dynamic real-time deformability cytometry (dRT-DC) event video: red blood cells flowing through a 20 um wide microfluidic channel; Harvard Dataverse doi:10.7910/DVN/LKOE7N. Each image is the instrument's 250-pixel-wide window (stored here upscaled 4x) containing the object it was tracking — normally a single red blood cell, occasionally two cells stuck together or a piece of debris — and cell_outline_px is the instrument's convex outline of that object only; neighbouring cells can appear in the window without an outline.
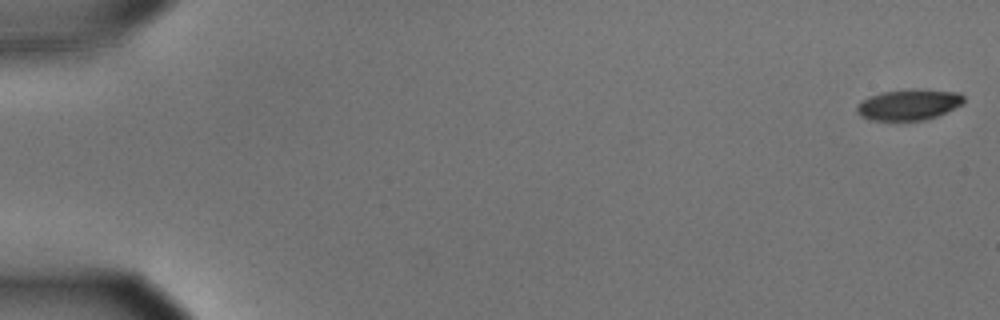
{"species": "common noctule bat (a hibernating species)", "species_latin": "Nyctalus noctula", "temperature_condition": "cold", "stored_images_in_passage": 15, "camera_frame_rate_fps": 3000, "um_per_image_px": 0.085, "animal": {"sex": "male", "body_mass_g": 15.6}, "frame": {"image": 1, "passage_image": 1, "time_ms": 0.0, "image_size_px": [1000, 320], "cell_outline_px": [[964, 104], [936, 116], [924, 120], [872, 120], [860, 116], [856, 112], [856, 108], [860, 100], [868, 96], [880, 92], [916, 88], [960, 92], [964, 96]], "centroid_in_image_um": [77.24, 8.87], "position_along_channel_um": 7.8, "area_um2": 19.54}}
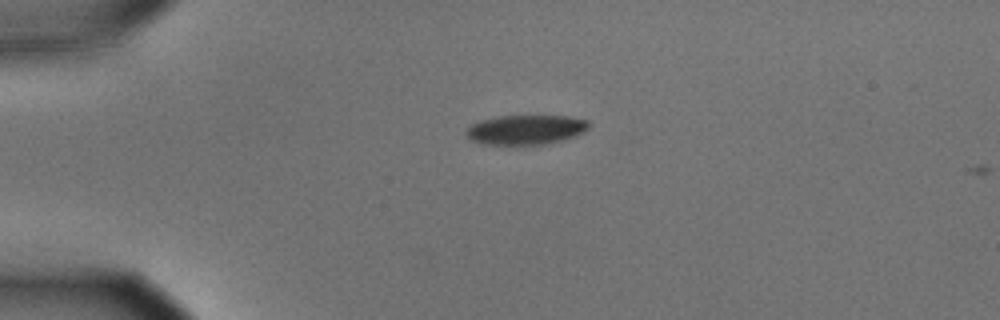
{"frame": {"image": 2, "passage_image": 14, "time_ms": 4.333, "image_size_px": [1000, 320], "cell_outline_px": [[588, 128], [584, 132], [560, 140], [544, 144], [516, 148], [480, 144], [468, 140], [464, 132], [472, 124], [480, 120], [500, 116], [568, 116], [588, 120]], "centroid_in_image_um": [44.58, 11.08], "position_along_channel_um": 40.4, "area_um2": 21.96}}